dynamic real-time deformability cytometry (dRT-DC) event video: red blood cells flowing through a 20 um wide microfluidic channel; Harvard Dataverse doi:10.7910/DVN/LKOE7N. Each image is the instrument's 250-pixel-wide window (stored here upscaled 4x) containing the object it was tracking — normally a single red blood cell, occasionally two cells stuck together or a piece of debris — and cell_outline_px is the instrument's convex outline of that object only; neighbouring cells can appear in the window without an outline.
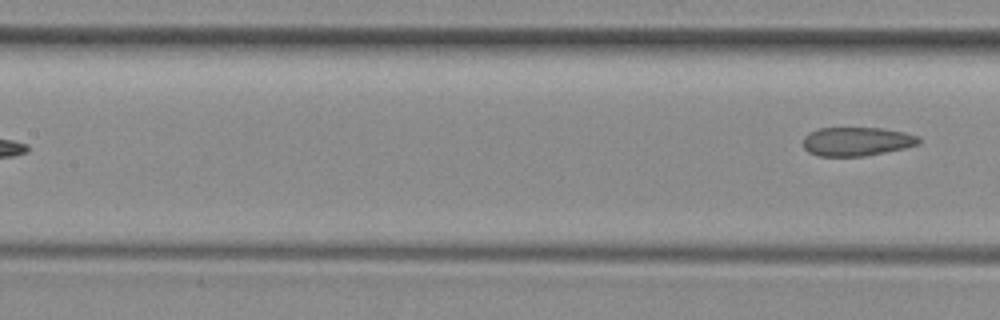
{"species": "common noctule bat (a hibernating species)", "species_latin": "Nyctalus noctula", "temperature_condition": "room temperature", "stored_images_in_passage": 6, "segment_of_instrument_passage": [2, 2], "camera_frame_rate_fps": 3000, "um_per_image_px": 0.085, "animal": {"sex": "female", "body_mass_g": 29.2, "forearm_length_mm": 56.3}, "frame": {"image": 1, "passage_image": 6, "time_ms": 6.0, "image_size_px": [1000, 320], "cell_outline_px": [[920, 144], [904, 148], [864, 156], [820, 156], [808, 152], [804, 148], [804, 136], [808, 132], [820, 128], [880, 128], [904, 132], [920, 136]], "centroid_in_image_um": [72.82, 12.02], "position_along_channel_um": 134.6, "area_um2": 19.42}}